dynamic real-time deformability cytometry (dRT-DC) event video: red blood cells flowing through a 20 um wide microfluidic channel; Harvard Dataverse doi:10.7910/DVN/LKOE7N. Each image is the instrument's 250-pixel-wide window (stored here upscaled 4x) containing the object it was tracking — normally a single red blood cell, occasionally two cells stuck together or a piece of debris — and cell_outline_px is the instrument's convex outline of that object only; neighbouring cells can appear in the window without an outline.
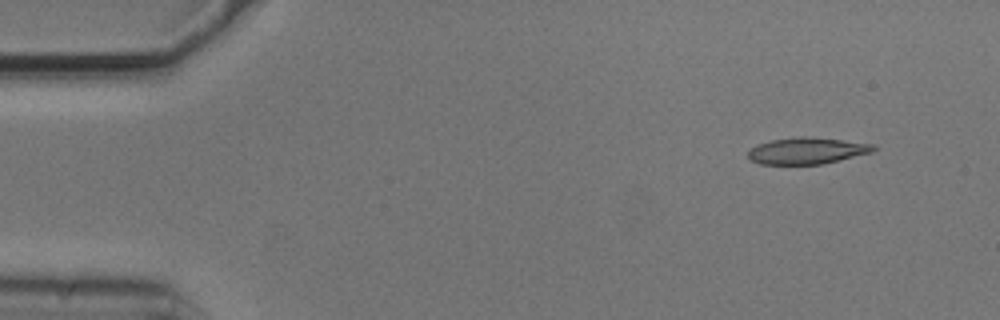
{"species": "common noctule bat (a hibernating species)", "species_latin": "Nyctalus noctula", "temperature_condition": "cold", "stored_images_in_passage": 50, "camera_frame_rate_fps": 3000, "um_per_image_px": 0.085, "animal": {"sex": "male", "body_mass_g": 20.5, "forearm_length_mm": 52.5}, "frame": {"image": 1, "passage_image": 1, "time_ms": 0.0, "image_size_px": [1000, 320], "cell_outline_px": [[876, 148], [872, 152], [820, 164], [760, 164], [752, 160], [748, 156], [748, 152], [756, 144], [772, 140], [800, 136], [804, 136], [840, 140], [872, 144]], "centroid_in_image_um": [68.55, 12.81], "position_along_channel_um": 16.5, "area_um2": 18.96}}
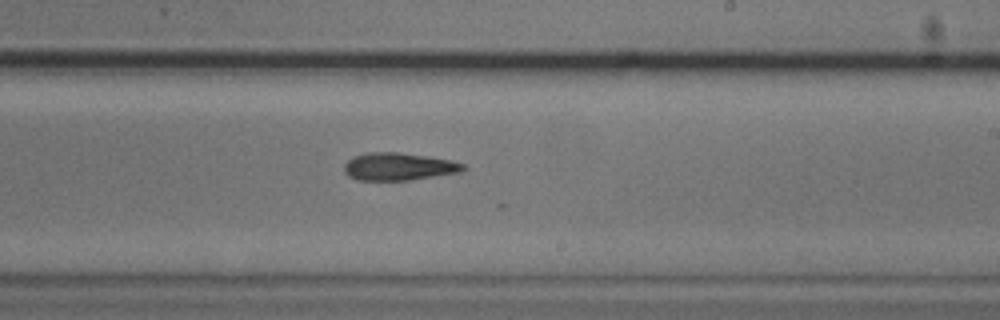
{"frame": {"image": 2, "passage_image": 28, "time_ms": 9.0, "image_size_px": [1000, 320], "cell_outline_px": [[468, 168], [460, 172], [408, 180], [356, 180], [348, 176], [344, 172], [344, 164], [348, 160], [356, 156], [368, 152], [400, 152], [428, 156], [452, 160], [464, 164]], "centroid_in_image_um": [33.89, 14.15], "position_along_channel_um": 255.1, "area_um2": 19.19}}
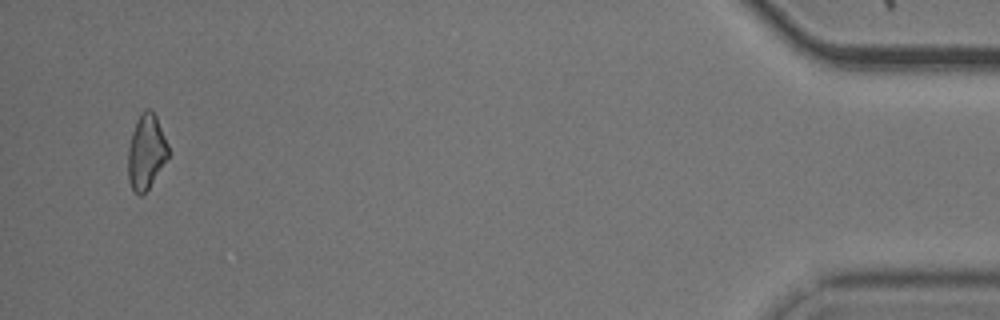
{"frame": {"image": 3, "passage_image": 48, "time_ms": 15.667, "image_size_px": [1000, 320], "cell_outline_px": [[168, 156], [148, 188], [140, 196], [132, 188], [128, 180], [128, 148], [132, 132], [136, 120], [140, 112], [144, 108], [148, 108], [156, 116], [168, 144]], "centroid_in_image_um": [12.4, 12.86], "position_along_channel_um": 422.8, "area_um2": 17.28}}